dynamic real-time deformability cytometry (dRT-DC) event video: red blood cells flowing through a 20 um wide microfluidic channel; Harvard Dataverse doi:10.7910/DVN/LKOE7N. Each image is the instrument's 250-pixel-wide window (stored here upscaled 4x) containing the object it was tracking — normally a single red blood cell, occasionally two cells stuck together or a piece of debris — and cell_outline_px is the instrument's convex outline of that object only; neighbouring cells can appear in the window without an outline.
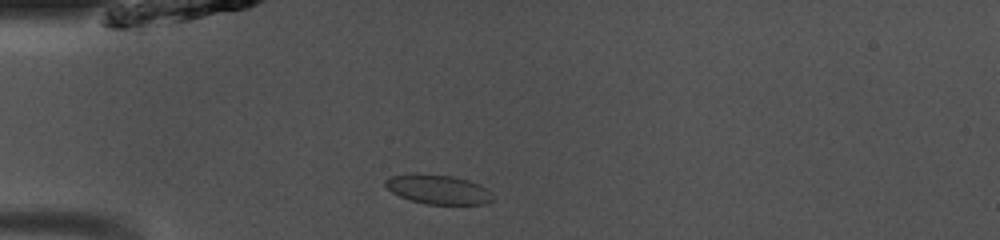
{"species": "common noctule bat (a hibernating species)", "species_latin": "Nyctalus noctula", "temperature_condition": "room temperature", "stored_images_in_passage": 38, "camera_frame_rate_fps": 3000, "um_per_image_px": 0.085, "animal": {"sex": "male", "body_mass_g": 13.0, "forearm_length_mm": 53.1}, "frame": {"image": 1, "passage_image": 3, "time_ms": 0.667, "image_size_px": [1000, 240], "cell_outline_px": [[492, 200], [488, 204], [428, 204], [412, 200], [400, 196], [392, 192], [384, 184], [384, 180], [392, 176], [416, 172], [452, 176], [468, 180], [480, 184], [488, 188]], "centroid_in_image_um": [37.24, 16.08], "position_along_channel_um": 47.8, "area_um2": 18.44}}
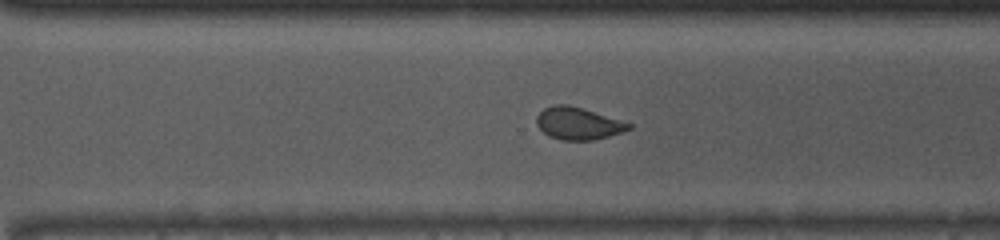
{"frame": {"image": 2, "passage_image": 24, "time_ms": 7.667, "image_size_px": [1000, 240], "cell_outline_px": [[632, 128], [608, 136], [592, 140], [564, 140], [548, 136], [536, 124], [536, 116], [544, 108], [556, 104], [568, 104], [620, 120], [632, 124]], "centroid_in_image_um": [49.1, 10.49], "position_along_channel_um": 321.5, "area_um2": 17.05}}
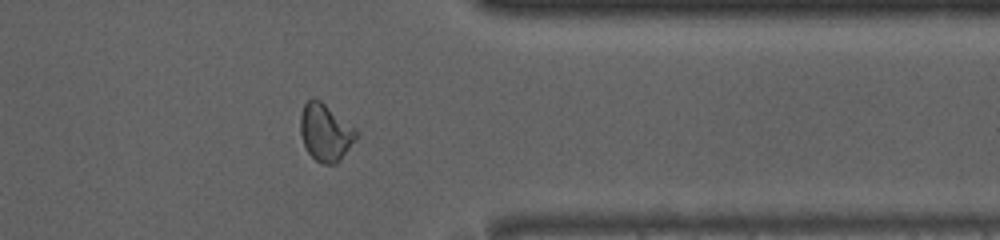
{"frame": {"image": 3, "passage_image": 29, "time_ms": 9.333, "image_size_px": [1000, 240], "cell_outline_px": [[356, 136], [340, 160], [336, 164], [320, 164], [308, 152], [304, 144], [300, 132], [300, 112], [304, 104], [312, 96], [320, 100], [356, 128]], "centroid_in_image_um": [27.62, 11.23], "position_along_channel_um": 383.8, "area_um2": 18.5}, "authors_computed_cell_mechanics": {"area_um2": 18.4093, "velocity_mm_per_s": 4.114, "shape_relaxation_time_tau1_ms": 7.8269, "shape_relaxation_time_tau2_ms": 1.0559, "deformation_change_tau1": 0.1424, "deformation_change_tau2": 0.0497}}